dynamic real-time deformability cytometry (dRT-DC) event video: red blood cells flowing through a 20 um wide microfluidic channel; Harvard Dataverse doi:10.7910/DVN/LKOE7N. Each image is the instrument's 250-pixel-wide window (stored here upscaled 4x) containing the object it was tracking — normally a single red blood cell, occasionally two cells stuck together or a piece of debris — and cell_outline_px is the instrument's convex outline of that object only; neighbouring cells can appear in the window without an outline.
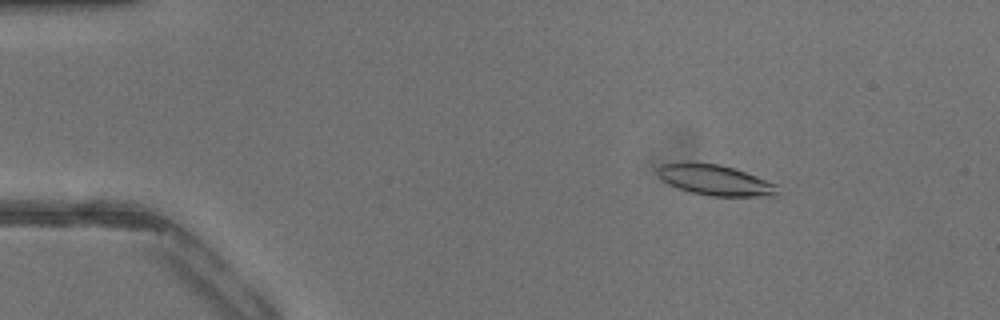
{"species": "common noctule bat (a hibernating species)", "species_latin": "Nyctalus noctula", "temperature_condition": "warm", "stored_images_in_passage": 42, "camera_frame_rate_fps": 3000, "um_per_image_px": 0.085, "animal": {"sex": "male", "body_mass_g": 13.3}, "frame": {"image": 1, "passage_image": 7, "time_ms": 2.0, "image_size_px": [1000, 320], "cell_outline_px": [[776, 196], [712, 196], [692, 192], [668, 184], [660, 180], [656, 172], [656, 168], [660, 164], [684, 160], [720, 164], [756, 176], [776, 184]], "centroid_in_image_um": [60.67, 15.27], "position_along_channel_um": 24.3, "area_um2": 21.62}}
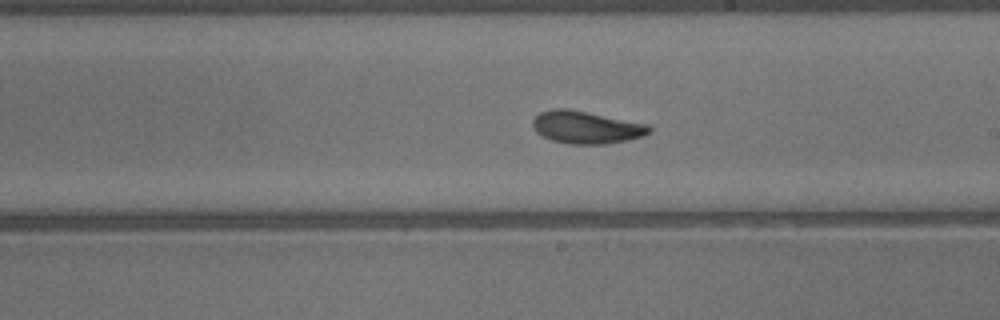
{"frame": {"image": 2, "passage_image": 25, "time_ms": 8.0, "image_size_px": [1000, 320], "cell_outline_px": [[652, 132], [644, 136], [628, 140], [604, 144], [568, 144], [552, 140], [536, 132], [532, 128], [532, 120], [540, 112], [552, 108], [568, 108], [648, 124], [652, 128]], "centroid_in_image_um": [49.83, 10.82], "position_along_channel_um": 239.2, "area_um2": 22.25}}
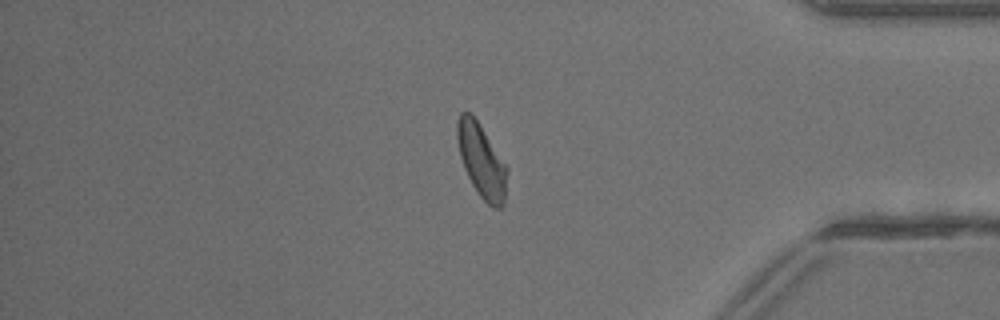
{"frame": {"image": 3, "passage_image": 36, "time_ms": 11.667, "image_size_px": [1000, 320], "cell_outline_px": [[508, 172], [504, 208], [492, 208], [480, 196], [472, 184], [464, 168], [460, 156], [456, 140], [456, 124], [460, 112], [468, 112], [476, 120], [508, 168]], "centroid_in_image_um": [40.93, 13.71], "position_along_channel_um": 394.3, "area_um2": 21.27}}